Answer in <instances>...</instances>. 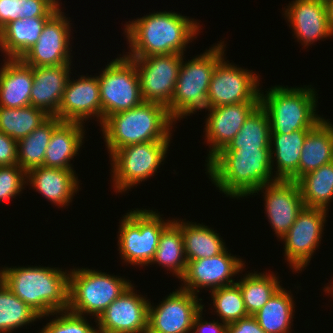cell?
<instances>
[{
    "label": "cell",
    "instance_id": "obj_42",
    "mask_svg": "<svg viewBox=\"0 0 333 333\" xmlns=\"http://www.w3.org/2000/svg\"><path fill=\"white\" fill-rule=\"evenodd\" d=\"M18 165L17 141L0 131V166Z\"/></svg>",
    "mask_w": 333,
    "mask_h": 333
},
{
    "label": "cell",
    "instance_id": "obj_41",
    "mask_svg": "<svg viewBox=\"0 0 333 333\" xmlns=\"http://www.w3.org/2000/svg\"><path fill=\"white\" fill-rule=\"evenodd\" d=\"M60 5L59 0H19V19L51 17Z\"/></svg>",
    "mask_w": 333,
    "mask_h": 333
},
{
    "label": "cell",
    "instance_id": "obj_33",
    "mask_svg": "<svg viewBox=\"0 0 333 333\" xmlns=\"http://www.w3.org/2000/svg\"><path fill=\"white\" fill-rule=\"evenodd\" d=\"M297 184L305 207L328 211L333 200V162L303 175Z\"/></svg>",
    "mask_w": 333,
    "mask_h": 333
},
{
    "label": "cell",
    "instance_id": "obj_27",
    "mask_svg": "<svg viewBox=\"0 0 333 333\" xmlns=\"http://www.w3.org/2000/svg\"><path fill=\"white\" fill-rule=\"evenodd\" d=\"M50 17H32L9 22L0 30V52L4 58H21L39 39Z\"/></svg>",
    "mask_w": 333,
    "mask_h": 333
},
{
    "label": "cell",
    "instance_id": "obj_37",
    "mask_svg": "<svg viewBox=\"0 0 333 333\" xmlns=\"http://www.w3.org/2000/svg\"><path fill=\"white\" fill-rule=\"evenodd\" d=\"M270 133L269 118L265 109L259 105L224 149H270Z\"/></svg>",
    "mask_w": 333,
    "mask_h": 333
},
{
    "label": "cell",
    "instance_id": "obj_23",
    "mask_svg": "<svg viewBox=\"0 0 333 333\" xmlns=\"http://www.w3.org/2000/svg\"><path fill=\"white\" fill-rule=\"evenodd\" d=\"M26 185L60 208L70 205L75 194L81 189L75 170L45 166L35 167L26 172Z\"/></svg>",
    "mask_w": 333,
    "mask_h": 333
},
{
    "label": "cell",
    "instance_id": "obj_30",
    "mask_svg": "<svg viewBox=\"0 0 333 333\" xmlns=\"http://www.w3.org/2000/svg\"><path fill=\"white\" fill-rule=\"evenodd\" d=\"M158 264L175 274L181 279L187 268L184 252L183 236L181 232V219L172 221L163 229L159 238L155 256L150 265Z\"/></svg>",
    "mask_w": 333,
    "mask_h": 333
},
{
    "label": "cell",
    "instance_id": "obj_15",
    "mask_svg": "<svg viewBox=\"0 0 333 333\" xmlns=\"http://www.w3.org/2000/svg\"><path fill=\"white\" fill-rule=\"evenodd\" d=\"M69 22L70 18L68 19L62 8H59L43 26L37 42L21 59L31 67L71 64L72 23Z\"/></svg>",
    "mask_w": 333,
    "mask_h": 333
},
{
    "label": "cell",
    "instance_id": "obj_43",
    "mask_svg": "<svg viewBox=\"0 0 333 333\" xmlns=\"http://www.w3.org/2000/svg\"><path fill=\"white\" fill-rule=\"evenodd\" d=\"M203 309L204 308H202L195 316L192 328L193 331L190 333H226V324L222 321L213 320L208 322V320H203Z\"/></svg>",
    "mask_w": 333,
    "mask_h": 333
},
{
    "label": "cell",
    "instance_id": "obj_31",
    "mask_svg": "<svg viewBox=\"0 0 333 333\" xmlns=\"http://www.w3.org/2000/svg\"><path fill=\"white\" fill-rule=\"evenodd\" d=\"M293 299L291 291L281 286L253 316L266 333H290L295 315Z\"/></svg>",
    "mask_w": 333,
    "mask_h": 333
},
{
    "label": "cell",
    "instance_id": "obj_18",
    "mask_svg": "<svg viewBox=\"0 0 333 333\" xmlns=\"http://www.w3.org/2000/svg\"><path fill=\"white\" fill-rule=\"evenodd\" d=\"M265 191V192H264ZM264 193L266 217L276 237L281 239L305 207L297 181L276 179L254 193Z\"/></svg>",
    "mask_w": 333,
    "mask_h": 333
},
{
    "label": "cell",
    "instance_id": "obj_20",
    "mask_svg": "<svg viewBox=\"0 0 333 333\" xmlns=\"http://www.w3.org/2000/svg\"><path fill=\"white\" fill-rule=\"evenodd\" d=\"M260 102H244L211 108L205 119V140L209 144L208 163L227 147Z\"/></svg>",
    "mask_w": 333,
    "mask_h": 333
},
{
    "label": "cell",
    "instance_id": "obj_34",
    "mask_svg": "<svg viewBox=\"0 0 333 333\" xmlns=\"http://www.w3.org/2000/svg\"><path fill=\"white\" fill-rule=\"evenodd\" d=\"M244 275L239 281L237 280L236 284L241 290L248 314L253 316L281 287V281L277 277V273L274 275L273 272L269 274L254 271V273L249 272Z\"/></svg>",
    "mask_w": 333,
    "mask_h": 333
},
{
    "label": "cell",
    "instance_id": "obj_39",
    "mask_svg": "<svg viewBox=\"0 0 333 333\" xmlns=\"http://www.w3.org/2000/svg\"><path fill=\"white\" fill-rule=\"evenodd\" d=\"M50 319L39 333H98L97 326L90 324L86 316L78 315L69 310L57 311L48 316Z\"/></svg>",
    "mask_w": 333,
    "mask_h": 333
},
{
    "label": "cell",
    "instance_id": "obj_24",
    "mask_svg": "<svg viewBox=\"0 0 333 333\" xmlns=\"http://www.w3.org/2000/svg\"><path fill=\"white\" fill-rule=\"evenodd\" d=\"M0 68V106L21 108L30 105L32 67L21 58H5Z\"/></svg>",
    "mask_w": 333,
    "mask_h": 333
},
{
    "label": "cell",
    "instance_id": "obj_26",
    "mask_svg": "<svg viewBox=\"0 0 333 333\" xmlns=\"http://www.w3.org/2000/svg\"><path fill=\"white\" fill-rule=\"evenodd\" d=\"M311 129L296 130L288 134H270V154L275 179H299V161L307 133ZM276 158V159H275ZM275 162V165H274Z\"/></svg>",
    "mask_w": 333,
    "mask_h": 333
},
{
    "label": "cell",
    "instance_id": "obj_9",
    "mask_svg": "<svg viewBox=\"0 0 333 333\" xmlns=\"http://www.w3.org/2000/svg\"><path fill=\"white\" fill-rule=\"evenodd\" d=\"M170 141L131 144L116 150L111 161V181L116 193H123L153 177L165 162Z\"/></svg>",
    "mask_w": 333,
    "mask_h": 333
},
{
    "label": "cell",
    "instance_id": "obj_28",
    "mask_svg": "<svg viewBox=\"0 0 333 333\" xmlns=\"http://www.w3.org/2000/svg\"><path fill=\"white\" fill-rule=\"evenodd\" d=\"M322 119L306 136L299 161V178L333 162V124Z\"/></svg>",
    "mask_w": 333,
    "mask_h": 333
},
{
    "label": "cell",
    "instance_id": "obj_13",
    "mask_svg": "<svg viewBox=\"0 0 333 333\" xmlns=\"http://www.w3.org/2000/svg\"><path fill=\"white\" fill-rule=\"evenodd\" d=\"M184 54L129 57L137 68L143 101L170 105Z\"/></svg>",
    "mask_w": 333,
    "mask_h": 333
},
{
    "label": "cell",
    "instance_id": "obj_11",
    "mask_svg": "<svg viewBox=\"0 0 333 333\" xmlns=\"http://www.w3.org/2000/svg\"><path fill=\"white\" fill-rule=\"evenodd\" d=\"M328 212L304 207L297 215L294 224L280 239L284 241L285 260L293 272H302L320 246Z\"/></svg>",
    "mask_w": 333,
    "mask_h": 333
},
{
    "label": "cell",
    "instance_id": "obj_29",
    "mask_svg": "<svg viewBox=\"0 0 333 333\" xmlns=\"http://www.w3.org/2000/svg\"><path fill=\"white\" fill-rule=\"evenodd\" d=\"M184 220H181V232L187 262L217 256L227 248L217 230L203 223Z\"/></svg>",
    "mask_w": 333,
    "mask_h": 333
},
{
    "label": "cell",
    "instance_id": "obj_35",
    "mask_svg": "<svg viewBox=\"0 0 333 333\" xmlns=\"http://www.w3.org/2000/svg\"><path fill=\"white\" fill-rule=\"evenodd\" d=\"M49 115L34 106L6 108L0 106V131L18 141L28 136Z\"/></svg>",
    "mask_w": 333,
    "mask_h": 333
},
{
    "label": "cell",
    "instance_id": "obj_2",
    "mask_svg": "<svg viewBox=\"0 0 333 333\" xmlns=\"http://www.w3.org/2000/svg\"><path fill=\"white\" fill-rule=\"evenodd\" d=\"M206 170L218 190L237 200L274 182L270 149H222L208 163Z\"/></svg>",
    "mask_w": 333,
    "mask_h": 333
},
{
    "label": "cell",
    "instance_id": "obj_44",
    "mask_svg": "<svg viewBox=\"0 0 333 333\" xmlns=\"http://www.w3.org/2000/svg\"><path fill=\"white\" fill-rule=\"evenodd\" d=\"M226 333H266L254 316L249 315L226 325Z\"/></svg>",
    "mask_w": 333,
    "mask_h": 333
},
{
    "label": "cell",
    "instance_id": "obj_21",
    "mask_svg": "<svg viewBox=\"0 0 333 333\" xmlns=\"http://www.w3.org/2000/svg\"><path fill=\"white\" fill-rule=\"evenodd\" d=\"M289 27L304 47L313 45L315 41L331 38L326 4L324 0H293L283 11Z\"/></svg>",
    "mask_w": 333,
    "mask_h": 333
},
{
    "label": "cell",
    "instance_id": "obj_40",
    "mask_svg": "<svg viewBox=\"0 0 333 333\" xmlns=\"http://www.w3.org/2000/svg\"><path fill=\"white\" fill-rule=\"evenodd\" d=\"M26 185V172L18 165L0 166V203L15 199Z\"/></svg>",
    "mask_w": 333,
    "mask_h": 333
},
{
    "label": "cell",
    "instance_id": "obj_38",
    "mask_svg": "<svg viewBox=\"0 0 333 333\" xmlns=\"http://www.w3.org/2000/svg\"><path fill=\"white\" fill-rule=\"evenodd\" d=\"M210 293L211 301H213V310L215 309L214 313L226 325L249 316L245 308L241 290L236 283L211 290Z\"/></svg>",
    "mask_w": 333,
    "mask_h": 333
},
{
    "label": "cell",
    "instance_id": "obj_46",
    "mask_svg": "<svg viewBox=\"0 0 333 333\" xmlns=\"http://www.w3.org/2000/svg\"><path fill=\"white\" fill-rule=\"evenodd\" d=\"M327 10V18L330 29L333 31V0H324Z\"/></svg>",
    "mask_w": 333,
    "mask_h": 333
},
{
    "label": "cell",
    "instance_id": "obj_36",
    "mask_svg": "<svg viewBox=\"0 0 333 333\" xmlns=\"http://www.w3.org/2000/svg\"><path fill=\"white\" fill-rule=\"evenodd\" d=\"M40 316L16 296L0 279V333L33 324Z\"/></svg>",
    "mask_w": 333,
    "mask_h": 333
},
{
    "label": "cell",
    "instance_id": "obj_25",
    "mask_svg": "<svg viewBox=\"0 0 333 333\" xmlns=\"http://www.w3.org/2000/svg\"><path fill=\"white\" fill-rule=\"evenodd\" d=\"M84 127L83 123L62 121L53 130L45 151L43 166L74 170L71 160L79 155L83 145L86 131Z\"/></svg>",
    "mask_w": 333,
    "mask_h": 333
},
{
    "label": "cell",
    "instance_id": "obj_1",
    "mask_svg": "<svg viewBox=\"0 0 333 333\" xmlns=\"http://www.w3.org/2000/svg\"><path fill=\"white\" fill-rule=\"evenodd\" d=\"M127 57L185 54L202 28L197 19L172 11H157L126 22ZM197 35V36H196Z\"/></svg>",
    "mask_w": 333,
    "mask_h": 333
},
{
    "label": "cell",
    "instance_id": "obj_32",
    "mask_svg": "<svg viewBox=\"0 0 333 333\" xmlns=\"http://www.w3.org/2000/svg\"><path fill=\"white\" fill-rule=\"evenodd\" d=\"M62 121L56 116H49L28 136L17 141L18 166L25 172L35 167L43 166L45 151L53 130Z\"/></svg>",
    "mask_w": 333,
    "mask_h": 333
},
{
    "label": "cell",
    "instance_id": "obj_5",
    "mask_svg": "<svg viewBox=\"0 0 333 333\" xmlns=\"http://www.w3.org/2000/svg\"><path fill=\"white\" fill-rule=\"evenodd\" d=\"M225 47L224 41H220L191 60L187 61L183 55L175 91L167 107L173 124L199 110L211 109L209 85L217 63L226 55Z\"/></svg>",
    "mask_w": 333,
    "mask_h": 333
},
{
    "label": "cell",
    "instance_id": "obj_45",
    "mask_svg": "<svg viewBox=\"0 0 333 333\" xmlns=\"http://www.w3.org/2000/svg\"><path fill=\"white\" fill-rule=\"evenodd\" d=\"M19 18V0H0V30Z\"/></svg>",
    "mask_w": 333,
    "mask_h": 333
},
{
    "label": "cell",
    "instance_id": "obj_10",
    "mask_svg": "<svg viewBox=\"0 0 333 333\" xmlns=\"http://www.w3.org/2000/svg\"><path fill=\"white\" fill-rule=\"evenodd\" d=\"M98 79L102 122L112 114L127 111L143 102L137 68L125 54H120L109 64L107 62Z\"/></svg>",
    "mask_w": 333,
    "mask_h": 333
},
{
    "label": "cell",
    "instance_id": "obj_47",
    "mask_svg": "<svg viewBox=\"0 0 333 333\" xmlns=\"http://www.w3.org/2000/svg\"><path fill=\"white\" fill-rule=\"evenodd\" d=\"M332 281L330 282L329 285L327 284V286L324 287L325 294L328 293V295H329V293H330L331 297H333V282Z\"/></svg>",
    "mask_w": 333,
    "mask_h": 333
},
{
    "label": "cell",
    "instance_id": "obj_22",
    "mask_svg": "<svg viewBox=\"0 0 333 333\" xmlns=\"http://www.w3.org/2000/svg\"><path fill=\"white\" fill-rule=\"evenodd\" d=\"M71 64L32 67L33 84L30 105L56 116L64 90L71 78Z\"/></svg>",
    "mask_w": 333,
    "mask_h": 333
},
{
    "label": "cell",
    "instance_id": "obj_6",
    "mask_svg": "<svg viewBox=\"0 0 333 333\" xmlns=\"http://www.w3.org/2000/svg\"><path fill=\"white\" fill-rule=\"evenodd\" d=\"M267 89L266 94L260 91V105L269 118L270 134L312 129L325 118L316 112L318 94L312 85L295 88L275 85Z\"/></svg>",
    "mask_w": 333,
    "mask_h": 333
},
{
    "label": "cell",
    "instance_id": "obj_8",
    "mask_svg": "<svg viewBox=\"0 0 333 333\" xmlns=\"http://www.w3.org/2000/svg\"><path fill=\"white\" fill-rule=\"evenodd\" d=\"M122 216L119 225L118 251L122 262L149 266L158 247L163 229L172 221L150 209L130 210Z\"/></svg>",
    "mask_w": 333,
    "mask_h": 333
},
{
    "label": "cell",
    "instance_id": "obj_7",
    "mask_svg": "<svg viewBox=\"0 0 333 333\" xmlns=\"http://www.w3.org/2000/svg\"><path fill=\"white\" fill-rule=\"evenodd\" d=\"M125 277L101 270L73 268L69 272L68 310L96 319L131 284ZM86 314V315H85Z\"/></svg>",
    "mask_w": 333,
    "mask_h": 333
},
{
    "label": "cell",
    "instance_id": "obj_14",
    "mask_svg": "<svg viewBox=\"0 0 333 333\" xmlns=\"http://www.w3.org/2000/svg\"><path fill=\"white\" fill-rule=\"evenodd\" d=\"M163 299L155 306L149 301L147 333H190L202 299L181 287Z\"/></svg>",
    "mask_w": 333,
    "mask_h": 333
},
{
    "label": "cell",
    "instance_id": "obj_3",
    "mask_svg": "<svg viewBox=\"0 0 333 333\" xmlns=\"http://www.w3.org/2000/svg\"><path fill=\"white\" fill-rule=\"evenodd\" d=\"M69 272L58 267H3L2 282L40 318L68 310Z\"/></svg>",
    "mask_w": 333,
    "mask_h": 333
},
{
    "label": "cell",
    "instance_id": "obj_17",
    "mask_svg": "<svg viewBox=\"0 0 333 333\" xmlns=\"http://www.w3.org/2000/svg\"><path fill=\"white\" fill-rule=\"evenodd\" d=\"M133 283L96 319L98 333H147L149 300Z\"/></svg>",
    "mask_w": 333,
    "mask_h": 333
},
{
    "label": "cell",
    "instance_id": "obj_12",
    "mask_svg": "<svg viewBox=\"0 0 333 333\" xmlns=\"http://www.w3.org/2000/svg\"><path fill=\"white\" fill-rule=\"evenodd\" d=\"M223 57L216 65L208 91L210 107L260 102V77ZM227 61V62H226Z\"/></svg>",
    "mask_w": 333,
    "mask_h": 333
},
{
    "label": "cell",
    "instance_id": "obj_16",
    "mask_svg": "<svg viewBox=\"0 0 333 333\" xmlns=\"http://www.w3.org/2000/svg\"><path fill=\"white\" fill-rule=\"evenodd\" d=\"M227 249L211 258L188 261L186 272L180 279L183 282L181 288L198 295L199 289L211 291L235 284L234 276L241 274L246 265L242 258L233 256Z\"/></svg>",
    "mask_w": 333,
    "mask_h": 333
},
{
    "label": "cell",
    "instance_id": "obj_4",
    "mask_svg": "<svg viewBox=\"0 0 333 333\" xmlns=\"http://www.w3.org/2000/svg\"><path fill=\"white\" fill-rule=\"evenodd\" d=\"M173 120L167 108L143 101L138 106L108 116L100 125L109 157L118 149L143 142L171 141Z\"/></svg>",
    "mask_w": 333,
    "mask_h": 333
},
{
    "label": "cell",
    "instance_id": "obj_19",
    "mask_svg": "<svg viewBox=\"0 0 333 333\" xmlns=\"http://www.w3.org/2000/svg\"><path fill=\"white\" fill-rule=\"evenodd\" d=\"M96 117L102 124V108L98 75L85 76L68 80L64 94L57 111L61 121L85 123ZM85 121V122H84Z\"/></svg>",
    "mask_w": 333,
    "mask_h": 333
}]
</instances>
